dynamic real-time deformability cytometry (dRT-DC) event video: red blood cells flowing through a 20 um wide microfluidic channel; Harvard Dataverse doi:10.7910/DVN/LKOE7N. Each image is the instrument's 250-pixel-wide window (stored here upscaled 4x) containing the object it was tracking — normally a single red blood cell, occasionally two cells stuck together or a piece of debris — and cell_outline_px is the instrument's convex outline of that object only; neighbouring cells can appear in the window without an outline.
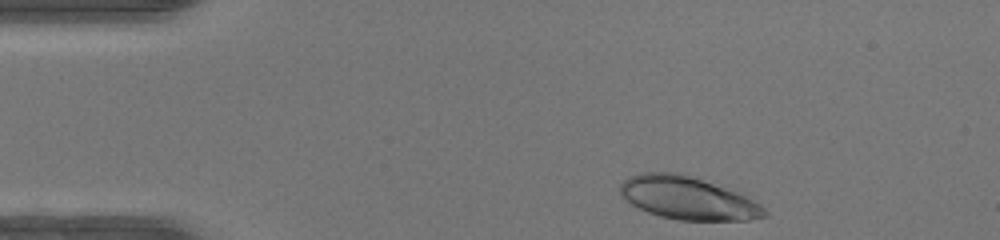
{"species": "human", "species_latin": "Homo sapiens", "temperature_condition": "warm", "stored_images_in_passage": 41, "camera_frame_rate_fps": 3000, "um_per_image_px": 0.085, "donor": {"sex": "female"}, "frame": {"image": 1, "passage_image": 1, "time_ms": 0.0, "image_size_px": [1000, 240], "cell_outline_px": [[768, 216], [748, 220], [680, 220], [660, 216], [648, 212], [624, 200], [620, 192], [620, 184], [628, 176], [640, 172], [680, 172], [748, 192], [768, 212]], "centroid_in_image_um": [58.56, 16.8], "position_along_channel_um": 26.4, "area_um2": 37.22}}
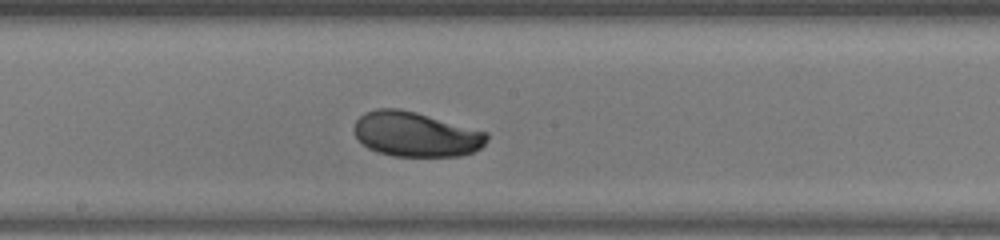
{"frame": {"image": 2, "passage_image": 19, "time_ms": 6.0, "image_size_px": [1000, 240], "cell_outline_px": [[488, 140], [480, 148], [472, 152], [460, 156], [392, 156], [376, 152], [368, 148], [356, 136], [352, 128], [356, 120], [364, 112], [376, 108], [400, 108], [416, 112], [488, 132]], "centroid_in_image_um": [35.32, 11.41], "position_along_channel_um": 212.9, "area_um2": 34.85}}
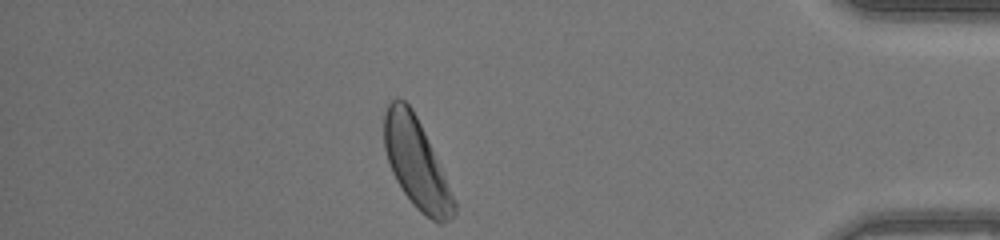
{"frame": {"image": 3, "passage_image": 35, "time_ms": 11.333, "image_size_px": [1000, 240], "cell_outline_px": [[456, 212], [444, 224], [440, 224], [432, 220], [420, 212], [412, 204], [396, 180], [392, 172], [384, 148], [384, 112], [388, 104], [396, 96], [404, 100], [412, 108], [424, 132], [456, 200]], "centroid_in_image_um": [35.38, 13.89], "position_along_channel_um": 399.8, "area_um2": 36.13}, "authors_computed_cell_mechanics": {"area_um2": 35.2002, "velocity_mm_per_s": 4.2751, "shape_relaxation_time_tau1_ms": 3.7268, "shape_relaxation_time_tau2_ms": null, "deformation_change_tau1": 0.1467, "deformation_change_tau2": null}}